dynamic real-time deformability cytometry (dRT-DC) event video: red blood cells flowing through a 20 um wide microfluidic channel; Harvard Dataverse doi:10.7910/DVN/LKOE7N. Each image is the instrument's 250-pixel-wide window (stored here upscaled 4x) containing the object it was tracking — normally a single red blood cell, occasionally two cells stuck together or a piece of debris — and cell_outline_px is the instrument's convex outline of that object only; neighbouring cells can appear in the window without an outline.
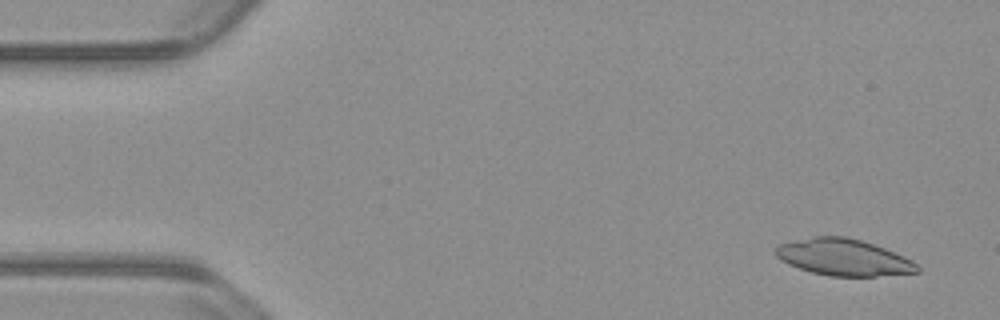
{"species": "common noctule bat (a hibernating species)", "species_latin": "Nyctalus noctula", "temperature_condition": "warm", "stored_images_in_passage": 53, "camera_frame_rate_fps": 3000, "um_per_image_px": 0.085, "animal": {"sex": "male", "body_mass_g": 23.1, "forearm_length_mm": 52.7}, "frame": {"image": 1, "passage_image": 3, "time_ms": 0.667, "image_size_px": [1000, 320], "cell_outline_px": [[920, 272], [876, 276], [828, 276], [812, 272], [788, 264], [776, 256], [776, 244], [816, 236], [844, 236], [860, 240], [884, 248], [904, 256], [912, 260], [920, 268]], "centroid_in_image_um": [71.7, 21.87], "position_along_channel_um": 13.3, "area_um2": 30.0}}